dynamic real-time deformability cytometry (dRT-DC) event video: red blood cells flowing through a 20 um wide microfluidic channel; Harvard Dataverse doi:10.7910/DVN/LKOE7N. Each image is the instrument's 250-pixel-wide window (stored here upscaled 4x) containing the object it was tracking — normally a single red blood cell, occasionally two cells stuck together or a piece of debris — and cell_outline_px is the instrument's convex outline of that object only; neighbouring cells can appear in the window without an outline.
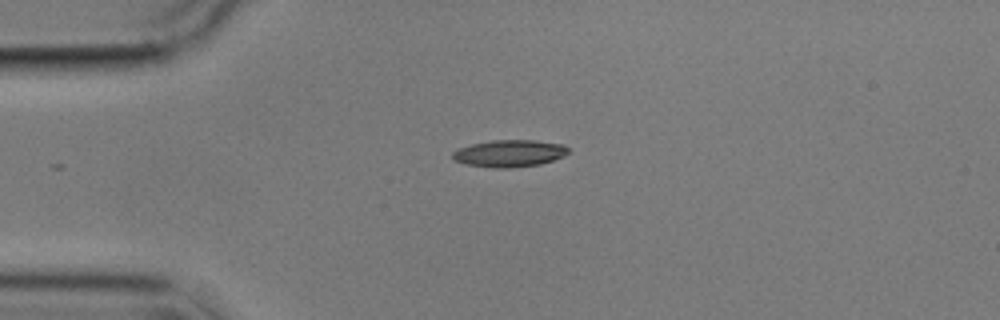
{"species": "common noctule bat (a hibernating species)", "species_latin": "Nyctalus noctula", "temperature_condition": "cold", "stored_images_in_passage": 44, "camera_frame_rate_fps": 3000, "um_per_image_px": 0.085, "animal": {"sex": "male", "body_mass_g": 17.9}, "frame": {"image": 1, "passage_image": 1, "time_ms": 0.0, "image_size_px": [1000, 320], "cell_outline_px": [[568, 152], [564, 156], [540, 164], [512, 168], [492, 168], [468, 164], [456, 160], [452, 156], [452, 152], [460, 148], [472, 144], [492, 140], [536, 140], [564, 144], [568, 148]], "centroid_in_image_um": [43.34, 13.03], "position_along_channel_um": 41.7, "area_um2": 18.15}}
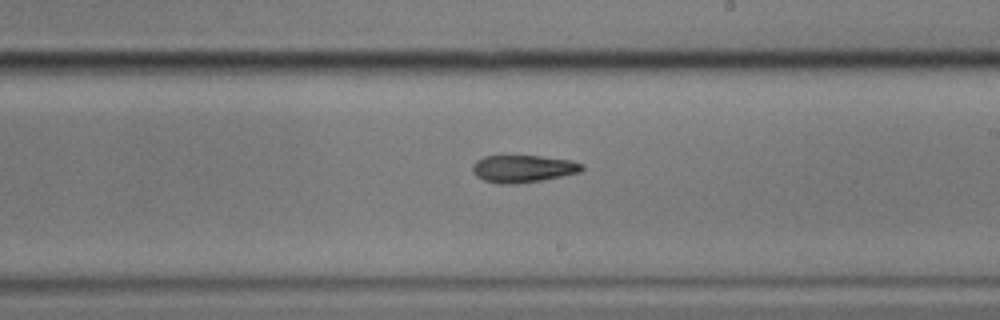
{"frame": {"image": 2, "passage_image": 20, "time_ms": 6.333, "image_size_px": [1000, 320], "cell_outline_px": [[584, 168], [580, 172], [564, 176], [520, 184], [496, 184], [484, 180], [476, 176], [472, 172], [472, 164], [476, 160], [484, 156], [540, 156], [572, 160], [584, 164]], "centroid_in_image_um": [44.46, 14.35], "position_along_channel_um": 244.5, "area_um2": 17.74}}
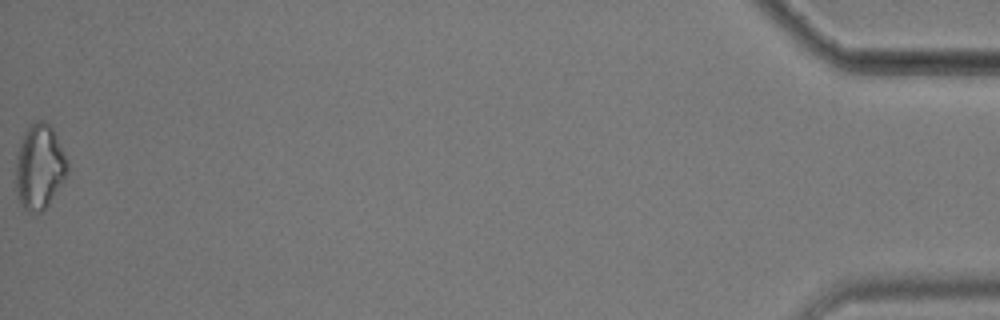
{"frame": {"image": 3, "passage_image": 44, "time_ms": 14.333, "image_size_px": [1000, 320], "cell_outline_px": [[68, 172], [48, 204], [40, 212], [28, 212], [20, 204], [16, 192], [16, 156], [24, 132], [36, 120], [44, 120], [52, 128], [68, 160]], "centroid_in_image_um": [3.34, 14.18], "position_along_channel_um": 431.9, "area_um2": 25.32}, "authors_computed_cell_mechanics": {"area_um2": 18.3515, "velocity_mm_per_s": 3.5628, "shape_relaxation_time_tau1_ms": 7.3997, "shape_relaxation_time_tau2_ms": null, "deformation_change_tau1": 0.1624, "deformation_change_tau2": null}}